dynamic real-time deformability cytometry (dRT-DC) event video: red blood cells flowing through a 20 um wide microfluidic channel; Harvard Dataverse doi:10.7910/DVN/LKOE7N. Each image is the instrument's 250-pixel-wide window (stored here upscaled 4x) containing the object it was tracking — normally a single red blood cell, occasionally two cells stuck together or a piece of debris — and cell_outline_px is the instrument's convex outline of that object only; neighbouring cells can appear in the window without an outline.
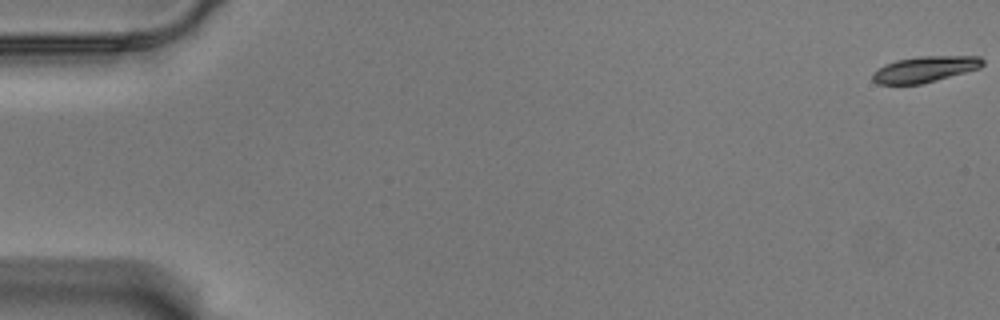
{"species": "Egyptian fruit bat (a non-hibernating species)", "species_latin": "Rousettus aegyptiacus", "temperature_condition": "warm", "stored_images_in_passage": 59, "camera_frame_rate_fps": 3000, "um_per_image_px": 0.085, "animal": {"sex": "male"}, "frame": {"image": 1, "passage_image": 1, "time_ms": 0.0, "image_size_px": [1000, 320], "cell_outline_px": [[984, 64], [980, 68], [936, 80], [920, 84], [876, 84], [872, 80], [872, 72], [884, 64], [896, 60], [920, 56], [980, 56], [984, 60]], "centroid_in_image_um": [78.59, 5.88], "position_along_channel_um": 6.4, "area_um2": 16.7}}
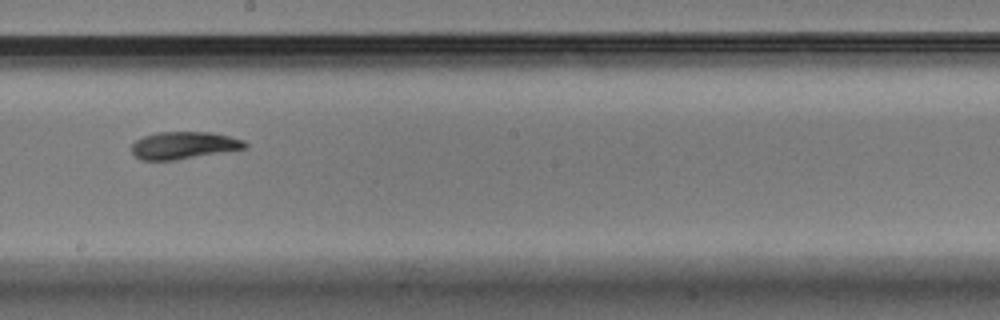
{"frame": {"image": 2, "passage_image": 34, "time_ms": 11.0, "image_size_px": [1000, 320], "cell_outline_px": [[248, 148], [176, 160], [140, 160], [132, 152], [132, 144], [136, 140], [144, 136], [156, 132], [212, 132], [244, 140], [248, 144]], "centroid_in_image_um": [15.64, 12.35], "position_along_channel_um": 232.6, "area_um2": 18.09}}
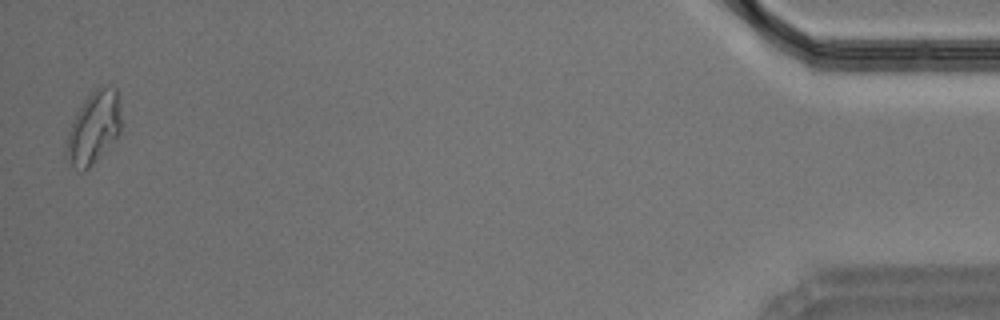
{"frame": {"image": 3, "passage_image": 58, "time_ms": 19.0, "image_size_px": [1000, 320], "cell_outline_px": [[120, 132], [92, 164], [84, 172], [80, 172], [64, 156], [64, 144], [72, 120], [76, 112], [84, 100], [100, 84], [104, 84], [116, 88], [120, 116]], "centroid_in_image_um": [7.91, 10.84], "position_along_channel_um": 427.3, "area_um2": 23.0}, "authors_computed_cell_mechanics": {"area_um2": 18.1492, "velocity_mm_per_s": 3.5141, "shape_relaxation_time_tau1_ms": 7.7979, "shape_relaxation_time_tau2_ms": 11.2443, "deformation_change_tau1": 0.1965, "deformation_change_tau2": 0.1508}}